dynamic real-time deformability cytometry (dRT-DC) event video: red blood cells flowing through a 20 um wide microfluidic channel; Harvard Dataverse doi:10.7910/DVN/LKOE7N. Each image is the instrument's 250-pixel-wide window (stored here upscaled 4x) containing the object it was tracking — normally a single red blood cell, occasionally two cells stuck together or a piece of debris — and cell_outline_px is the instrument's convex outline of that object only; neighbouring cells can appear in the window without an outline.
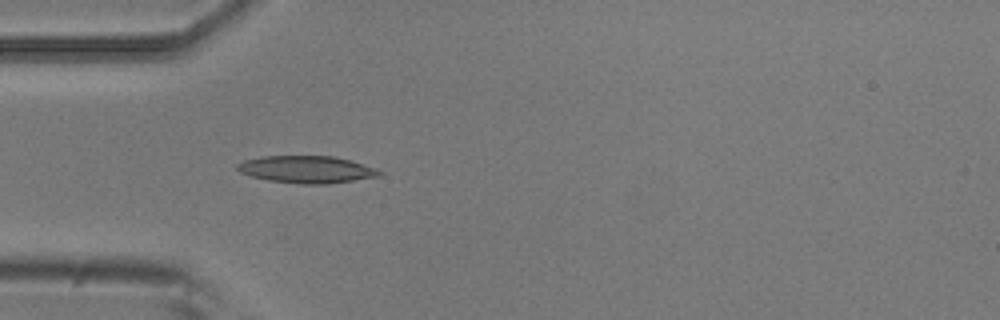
{"species": "common noctule bat (a hibernating species)", "species_latin": "Nyctalus noctula", "temperature_condition": "room temperature", "stored_images_in_passage": 4, "camera_frame_rate_fps": 3000, "um_per_image_px": 0.085, "animal": {"sex": "male", "body_mass_g": 20.5, "forearm_length_mm": 52.5}, "frame": {"image": 1, "passage_image": 4, "time_ms": 1.0, "image_size_px": [1000, 320], "cell_outline_px": [[384, 172], [380, 176], [328, 184], [300, 184], [268, 180], [252, 176], [240, 172], [236, 168], [236, 164], [244, 160], [264, 156], [332, 156], [348, 160], [376, 168]], "centroid_in_image_um": [26.06, 14.4], "position_along_channel_um": 58.9, "area_um2": 22.43}}